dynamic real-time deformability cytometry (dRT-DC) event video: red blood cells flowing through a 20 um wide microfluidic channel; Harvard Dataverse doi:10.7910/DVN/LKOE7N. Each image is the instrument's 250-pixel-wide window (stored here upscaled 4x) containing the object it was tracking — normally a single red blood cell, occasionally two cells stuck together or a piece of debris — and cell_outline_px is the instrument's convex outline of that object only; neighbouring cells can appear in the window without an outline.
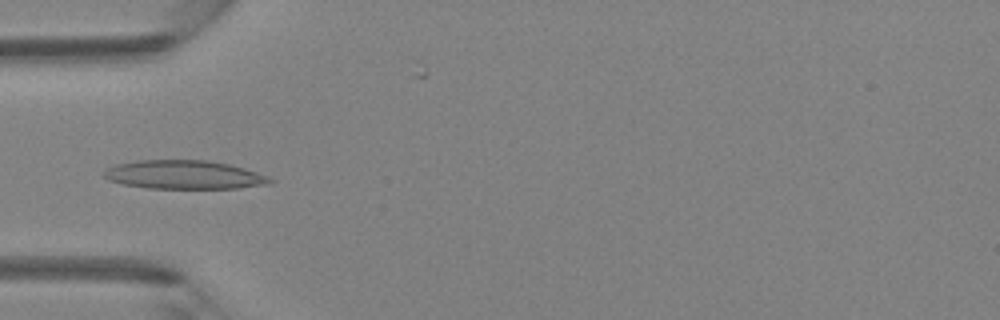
{"species": "Egyptian fruit bat (a non-hibernating species)", "species_latin": "Rousettus aegyptiacus", "temperature_condition": "room temperature", "stored_images_in_passage": 44, "camera_frame_rate_fps": 3000, "um_per_image_px": 0.085, "animal": {"sex": "female"}, "frame": {"image": 1, "passage_image": 11, "time_ms": 3.333, "image_size_px": [1000, 320], "cell_outline_px": [[276, 180], [268, 184], [240, 188], [148, 188], [124, 184], [108, 180], [104, 176], [104, 172], [108, 168], [116, 164], [136, 160], [204, 160], [228, 164], [244, 168], [268, 176]], "centroid_in_image_um": [15.67, 14.85], "position_along_channel_um": 69.3, "area_um2": 27.63}}
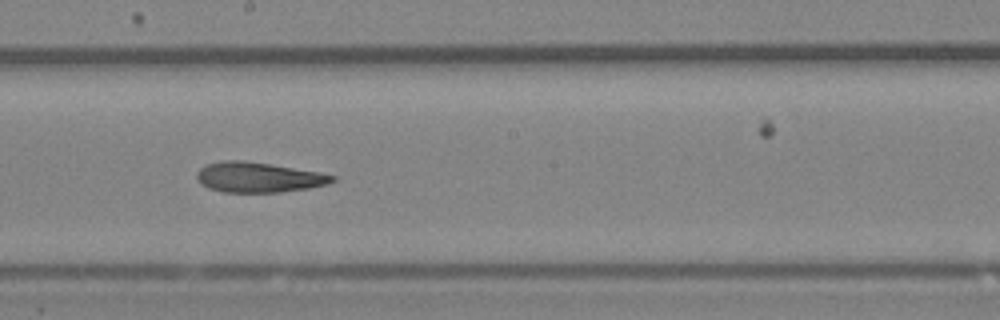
{"frame": {"image": 2, "passage_image": 22, "time_ms": 7.0, "image_size_px": [1000, 320], "cell_outline_px": [[336, 180], [328, 184], [308, 188], [280, 192], [224, 192], [208, 188], [196, 176], [196, 172], [204, 164], [224, 160], [240, 160], [268, 164], [320, 172], [336, 176]], "centroid_in_image_um": [21.97, 15.07], "position_along_channel_um": 226.2, "area_um2": 23.64}}
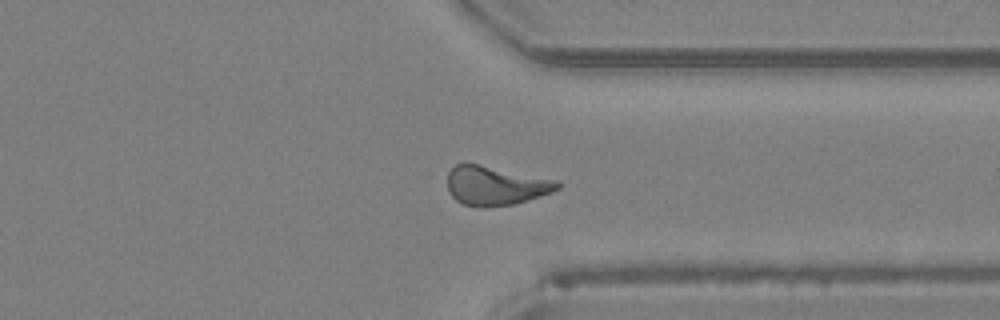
{"frame": {"image": 3, "passage_image": 32, "time_ms": 10.333, "image_size_px": [1000, 320], "cell_outline_px": [[560, 188], [552, 192], [528, 200], [512, 204], [464, 204], [456, 200], [448, 192], [448, 172], [456, 164], [480, 164], [556, 180], [560, 184]], "centroid_in_image_um": [42.13, 15.74], "position_along_channel_um": 369.3, "area_um2": 24.22}, "authors_computed_cell_mechanics": {"area_um2": 24.5361, "velocity_mm_per_s": 4.2974, "shape_relaxation_time_tau1_ms": 6.9403, "shape_relaxation_time_tau2_ms": 5.2724, "deformation_change_tau1": 0.176, "deformation_change_tau2": 0.1591}}